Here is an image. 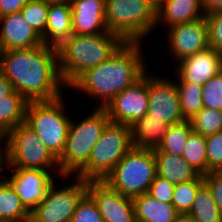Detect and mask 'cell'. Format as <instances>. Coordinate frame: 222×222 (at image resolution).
I'll return each mask as SVG.
<instances>
[{"mask_svg": "<svg viewBox=\"0 0 222 222\" xmlns=\"http://www.w3.org/2000/svg\"><path fill=\"white\" fill-rule=\"evenodd\" d=\"M0 26V51L30 49L44 44L21 11L1 16Z\"/></svg>", "mask_w": 222, "mask_h": 222, "instance_id": "cell-17", "label": "cell"}, {"mask_svg": "<svg viewBox=\"0 0 222 222\" xmlns=\"http://www.w3.org/2000/svg\"><path fill=\"white\" fill-rule=\"evenodd\" d=\"M8 169H12L13 174L10 175L11 177H4V179L18 194L23 205L31 212L45 199L50 186L55 181L52 173L37 169Z\"/></svg>", "mask_w": 222, "mask_h": 222, "instance_id": "cell-15", "label": "cell"}, {"mask_svg": "<svg viewBox=\"0 0 222 222\" xmlns=\"http://www.w3.org/2000/svg\"><path fill=\"white\" fill-rule=\"evenodd\" d=\"M188 215L194 222H222V211L215 203L205 182L199 187Z\"/></svg>", "mask_w": 222, "mask_h": 222, "instance_id": "cell-26", "label": "cell"}, {"mask_svg": "<svg viewBox=\"0 0 222 222\" xmlns=\"http://www.w3.org/2000/svg\"><path fill=\"white\" fill-rule=\"evenodd\" d=\"M168 47L177 62L209 48L208 24L204 18L168 28Z\"/></svg>", "mask_w": 222, "mask_h": 222, "instance_id": "cell-13", "label": "cell"}, {"mask_svg": "<svg viewBox=\"0 0 222 222\" xmlns=\"http://www.w3.org/2000/svg\"><path fill=\"white\" fill-rule=\"evenodd\" d=\"M6 168H26L54 172L60 169L58 160L40 141L36 133L24 122L5 136Z\"/></svg>", "mask_w": 222, "mask_h": 222, "instance_id": "cell-9", "label": "cell"}, {"mask_svg": "<svg viewBox=\"0 0 222 222\" xmlns=\"http://www.w3.org/2000/svg\"><path fill=\"white\" fill-rule=\"evenodd\" d=\"M175 70L176 82H191L203 86L222 71V54L207 48L179 61Z\"/></svg>", "mask_w": 222, "mask_h": 222, "instance_id": "cell-16", "label": "cell"}, {"mask_svg": "<svg viewBox=\"0 0 222 222\" xmlns=\"http://www.w3.org/2000/svg\"><path fill=\"white\" fill-rule=\"evenodd\" d=\"M63 95L52 101H29L25 123L58 160L64 153L71 117L66 116ZM65 110V111H64Z\"/></svg>", "mask_w": 222, "mask_h": 222, "instance_id": "cell-6", "label": "cell"}, {"mask_svg": "<svg viewBox=\"0 0 222 222\" xmlns=\"http://www.w3.org/2000/svg\"><path fill=\"white\" fill-rule=\"evenodd\" d=\"M156 6L161 2V0H150Z\"/></svg>", "mask_w": 222, "mask_h": 222, "instance_id": "cell-45", "label": "cell"}, {"mask_svg": "<svg viewBox=\"0 0 222 222\" xmlns=\"http://www.w3.org/2000/svg\"><path fill=\"white\" fill-rule=\"evenodd\" d=\"M207 173L222 171V131L206 137Z\"/></svg>", "mask_w": 222, "mask_h": 222, "instance_id": "cell-34", "label": "cell"}, {"mask_svg": "<svg viewBox=\"0 0 222 222\" xmlns=\"http://www.w3.org/2000/svg\"><path fill=\"white\" fill-rule=\"evenodd\" d=\"M30 0H0V17L21 11Z\"/></svg>", "mask_w": 222, "mask_h": 222, "instance_id": "cell-39", "label": "cell"}, {"mask_svg": "<svg viewBox=\"0 0 222 222\" xmlns=\"http://www.w3.org/2000/svg\"><path fill=\"white\" fill-rule=\"evenodd\" d=\"M0 70L28 102L52 101L63 95L56 47L43 44L0 51Z\"/></svg>", "mask_w": 222, "mask_h": 222, "instance_id": "cell-1", "label": "cell"}, {"mask_svg": "<svg viewBox=\"0 0 222 222\" xmlns=\"http://www.w3.org/2000/svg\"><path fill=\"white\" fill-rule=\"evenodd\" d=\"M4 140H5L4 136H0V176H1L2 170H5L4 167H6V152L4 148L5 145H3L2 147V143L5 142ZM0 181H1V178H0Z\"/></svg>", "mask_w": 222, "mask_h": 222, "instance_id": "cell-42", "label": "cell"}, {"mask_svg": "<svg viewBox=\"0 0 222 222\" xmlns=\"http://www.w3.org/2000/svg\"><path fill=\"white\" fill-rule=\"evenodd\" d=\"M13 91L12 82L0 70V97L7 96Z\"/></svg>", "mask_w": 222, "mask_h": 222, "instance_id": "cell-40", "label": "cell"}, {"mask_svg": "<svg viewBox=\"0 0 222 222\" xmlns=\"http://www.w3.org/2000/svg\"><path fill=\"white\" fill-rule=\"evenodd\" d=\"M201 3L206 13L222 9V0H201Z\"/></svg>", "mask_w": 222, "mask_h": 222, "instance_id": "cell-41", "label": "cell"}, {"mask_svg": "<svg viewBox=\"0 0 222 222\" xmlns=\"http://www.w3.org/2000/svg\"><path fill=\"white\" fill-rule=\"evenodd\" d=\"M153 152L156 159L157 175L173 184L195 180L201 175L182 156H175L163 151Z\"/></svg>", "mask_w": 222, "mask_h": 222, "instance_id": "cell-22", "label": "cell"}, {"mask_svg": "<svg viewBox=\"0 0 222 222\" xmlns=\"http://www.w3.org/2000/svg\"><path fill=\"white\" fill-rule=\"evenodd\" d=\"M71 222H104L95 201L86 194L78 203Z\"/></svg>", "mask_w": 222, "mask_h": 222, "instance_id": "cell-36", "label": "cell"}, {"mask_svg": "<svg viewBox=\"0 0 222 222\" xmlns=\"http://www.w3.org/2000/svg\"><path fill=\"white\" fill-rule=\"evenodd\" d=\"M174 222H194L189 215L180 214Z\"/></svg>", "mask_w": 222, "mask_h": 222, "instance_id": "cell-43", "label": "cell"}, {"mask_svg": "<svg viewBox=\"0 0 222 222\" xmlns=\"http://www.w3.org/2000/svg\"><path fill=\"white\" fill-rule=\"evenodd\" d=\"M182 116L190 120L203 109L202 85L191 82H176Z\"/></svg>", "mask_w": 222, "mask_h": 222, "instance_id": "cell-28", "label": "cell"}, {"mask_svg": "<svg viewBox=\"0 0 222 222\" xmlns=\"http://www.w3.org/2000/svg\"><path fill=\"white\" fill-rule=\"evenodd\" d=\"M156 8L150 0H105L107 29L125 42H141L157 28Z\"/></svg>", "mask_w": 222, "mask_h": 222, "instance_id": "cell-5", "label": "cell"}, {"mask_svg": "<svg viewBox=\"0 0 222 222\" xmlns=\"http://www.w3.org/2000/svg\"><path fill=\"white\" fill-rule=\"evenodd\" d=\"M157 174L153 149L133 147L103 180L124 196L147 193Z\"/></svg>", "mask_w": 222, "mask_h": 222, "instance_id": "cell-8", "label": "cell"}, {"mask_svg": "<svg viewBox=\"0 0 222 222\" xmlns=\"http://www.w3.org/2000/svg\"><path fill=\"white\" fill-rule=\"evenodd\" d=\"M31 212L23 205L20 197L5 180L0 181V222L30 220Z\"/></svg>", "mask_w": 222, "mask_h": 222, "instance_id": "cell-25", "label": "cell"}, {"mask_svg": "<svg viewBox=\"0 0 222 222\" xmlns=\"http://www.w3.org/2000/svg\"><path fill=\"white\" fill-rule=\"evenodd\" d=\"M148 116L168 125L185 121L182 116L176 81L148 74Z\"/></svg>", "mask_w": 222, "mask_h": 222, "instance_id": "cell-12", "label": "cell"}, {"mask_svg": "<svg viewBox=\"0 0 222 222\" xmlns=\"http://www.w3.org/2000/svg\"><path fill=\"white\" fill-rule=\"evenodd\" d=\"M174 187L175 184L156 174L147 193L159 202L172 204Z\"/></svg>", "mask_w": 222, "mask_h": 222, "instance_id": "cell-37", "label": "cell"}, {"mask_svg": "<svg viewBox=\"0 0 222 222\" xmlns=\"http://www.w3.org/2000/svg\"><path fill=\"white\" fill-rule=\"evenodd\" d=\"M168 126L162 120L153 119L145 115L130 126L133 146L136 148H156Z\"/></svg>", "mask_w": 222, "mask_h": 222, "instance_id": "cell-23", "label": "cell"}, {"mask_svg": "<svg viewBox=\"0 0 222 222\" xmlns=\"http://www.w3.org/2000/svg\"><path fill=\"white\" fill-rule=\"evenodd\" d=\"M203 107L222 110V71L202 86Z\"/></svg>", "mask_w": 222, "mask_h": 222, "instance_id": "cell-33", "label": "cell"}, {"mask_svg": "<svg viewBox=\"0 0 222 222\" xmlns=\"http://www.w3.org/2000/svg\"><path fill=\"white\" fill-rule=\"evenodd\" d=\"M28 101L17 91L0 97V136L25 122Z\"/></svg>", "mask_w": 222, "mask_h": 222, "instance_id": "cell-24", "label": "cell"}, {"mask_svg": "<svg viewBox=\"0 0 222 222\" xmlns=\"http://www.w3.org/2000/svg\"><path fill=\"white\" fill-rule=\"evenodd\" d=\"M182 157L201 175L207 174L206 137L192 131L188 136Z\"/></svg>", "mask_w": 222, "mask_h": 222, "instance_id": "cell-29", "label": "cell"}, {"mask_svg": "<svg viewBox=\"0 0 222 222\" xmlns=\"http://www.w3.org/2000/svg\"><path fill=\"white\" fill-rule=\"evenodd\" d=\"M73 34L72 8L69 2H50L43 43L58 47Z\"/></svg>", "mask_w": 222, "mask_h": 222, "instance_id": "cell-20", "label": "cell"}, {"mask_svg": "<svg viewBox=\"0 0 222 222\" xmlns=\"http://www.w3.org/2000/svg\"><path fill=\"white\" fill-rule=\"evenodd\" d=\"M74 183L56 189L55 182L50 186L45 199L30 215L31 222H71L78 203L87 194L88 181L73 177Z\"/></svg>", "mask_w": 222, "mask_h": 222, "instance_id": "cell-10", "label": "cell"}, {"mask_svg": "<svg viewBox=\"0 0 222 222\" xmlns=\"http://www.w3.org/2000/svg\"><path fill=\"white\" fill-rule=\"evenodd\" d=\"M203 178L211 191L215 203L222 211V171H211L205 174Z\"/></svg>", "mask_w": 222, "mask_h": 222, "instance_id": "cell-38", "label": "cell"}, {"mask_svg": "<svg viewBox=\"0 0 222 222\" xmlns=\"http://www.w3.org/2000/svg\"><path fill=\"white\" fill-rule=\"evenodd\" d=\"M44 1H46V2H69L70 3V1L71 0H44Z\"/></svg>", "mask_w": 222, "mask_h": 222, "instance_id": "cell-44", "label": "cell"}, {"mask_svg": "<svg viewBox=\"0 0 222 222\" xmlns=\"http://www.w3.org/2000/svg\"><path fill=\"white\" fill-rule=\"evenodd\" d=\"M132 199L136 222H174L180 215L172 204L159 202L148 193Z\"/></svg>", "mask_w": 222, "mask_h": 222, "instance_id": "cell-21", "label": "cell"}, {"mask_svg": "<svg viewBox=\"0 0 222 222\" xmlns=\"http://www.w3.org/2000/svg\"><path fill=\"white\" fill-rule=\"evenodd\" d=\"M87 194L95 201L104 222H136L133 199L104 181H88Z\"/></svg>", "mask_w": 222, "mask_h": 222, "instance_id": "cell-14", "label": "cell"}, {"mask_svg": "<svg viewBox=\"0 0 222 222\" xmlns=\"http://www.w3.org/2000/svg\"><path fill=\"white\" fill-rule=\"evenodd\" d=\"M77 122L71 120L66 147L58 159L61 178L73 177L87 164L92 148L110 119L104 108L97 107L88 117Z\"/></svg>", "mask_w": 222, "mask_h": 222, "instance_id": "cell-4", "label": "cell"}, {"mask_svg": "<svg viewBox=\"0 0 222 222\" xmlns=\"http://www.w3.org/2000/svg\"><path fill=\"white\" fill-rule=\"evenodd\" d=\"M203 183V175H200L195 180L175 184L172 205L179 214L188 215L190 213L198 189Z\"/></svg>", "mask_w": 222, "mask_h": 222, "instance_id": "cell-30", "label": "cell"}, {"mask_svg": "<svg viewBox=\"0 0 222 222\" xmlns=\"http://www.w3.org/2000/svg\"><path fill=\"white\" fill-rule=\"evenodd\" d=\"M49 2L30 0L21 9V13L31 27L41 36L45 32L48 17Z\"/></svg>", "mask_w": 222, "mask_h": 222, "instance_id": "cell-32", "label": "cell"}, {"mask_svg": "<svg viewBox=\"0 0 222 222\" xmlns=\"http://www.w3.org/2000/svg\"><path fill=\"white\" fill-rule=\"evenodd\" d=\"M133 147L130 126L109 122L92 148L87 164L74 176L103 181Z\"/></svg>", "mask_w": 222, "mask_h": 222, "instance_id": "cell-7", "label": "cell"}, {"mask_svg": "<svg viewBox=\"0 0 222 222\" xmlns=\"http://www.w3.org/2000/svg\"><path fill=\"white\" fill-rule=\"evenodd\" d=\"M189 121L194 132L208 137L222 131V110L203 107Z\"/></svg>", "mask_w": 222, "mask_h": 222, "instance_id": "cell-31", "label": "cell"}, {"mask_svg": "<svg viewBox=\"0 0 222 222\" xmlns=\"http://www.w3.org/2000/svg\"><path fill=\"white\" fill-rule=\"evenodd\" d=\"M205 15L201 0H161L156 8V26L166 23L171 27L204 18Z\"/></svg>", "mask_w": 222, "mask_h": 222, "instance_id": "cell-19", "label": "cell"}, {"mask_svg": "<svg viewBox=\"0 0 222 222\" xmlns=\"http://www.w3.org/2000/svg\"><path fill=\"white\" fill-rule=\"evenodd\" d=\"M73 34L111 33L107 29L105 0H71Z\"/></svg>", "mask_w": 222, "mask_h": 222, "instance_id": "cell-18", "label": "cell"}, {"mask_svg": "<svg viewBox=\"0 0 222 222\" xmlns=\"http://www.w3.org/2000/svg\"><path fill=\"white\" fill-rule=\"evenodd\" d=\"M208 24L209 48L222 54V9L206 13Z\"/></svg>", "mask_w": 222, "mask_h": 222, "instance_id": "cell-35", "label": "cell"}, {"mask_svg": "<svg viewBox=\"0 0 222 222\" xmlns=\"http://www.w3.org/2000/svg\"><path fill=\"white\" fill-rule=\"evenodd\" d=\"M140 43L124 42L106 61L81 74L69 88L100 99L98 107L104 108L147 71Z\"/></svg>", "mask_w": 222, "mask_h": 222, "instance_id": "cell-2", "label": "cell"}, {"mask_svg": "<svg viewBox=\"0 0 222 222\" xmlns=\"http://www.w3.org/2000/svg\"><path fill=\"white\" fill-rule=\"evenodd\" d=\"M148 73L117 94L105 107L110 122L131 126L148 114Z\"/></svg>", "mask_w": 222, "mask_h": 222, "instance_id": "cell-11", "label": "cell"}, {"mask_svg": "<svg viewBox=\"0 0 222 222\" xmlns=\"http://www.w3.org/2000/svg\"><path fill=\"white\" fill-rule=\"evenodd\" d=\"M193 131L189 120L169 125L162 140L153 151H163L175 156H182L188 136Z\"/></svg>", "mask_w": 222, "mask_h": 222, "instance_id": "cell-27", "label": "cell"}, {"mask_svg": "<svg viewBox=\"0 0 222 222\" xmlns=\"http://www.w3.org/2000/svg\"><path fill=\"white\" fill-rule=\"evenodd\" d=\"M124 42L114 33L72 34L57 47L58 68L65 87L87 69L106 61Z\"/></svg>", "mask_w": 222, "mask_h": 222, "instance_id": "cell-3", "label": "cell"}, {"mask_svg": "<svg viewBox=\"0 0 222 222\" xmlns=\"http://www.w3.org/2000/svg\"><path fill=\"white\" fill-rule=\"evenodd\" d=\"M17 222H31L30 220H26V221H17Z\"/></svg>", "mask_w": 222, "mask_h": 222, "instance_id": "cell-46", "label": "cell"}]
</instances>
